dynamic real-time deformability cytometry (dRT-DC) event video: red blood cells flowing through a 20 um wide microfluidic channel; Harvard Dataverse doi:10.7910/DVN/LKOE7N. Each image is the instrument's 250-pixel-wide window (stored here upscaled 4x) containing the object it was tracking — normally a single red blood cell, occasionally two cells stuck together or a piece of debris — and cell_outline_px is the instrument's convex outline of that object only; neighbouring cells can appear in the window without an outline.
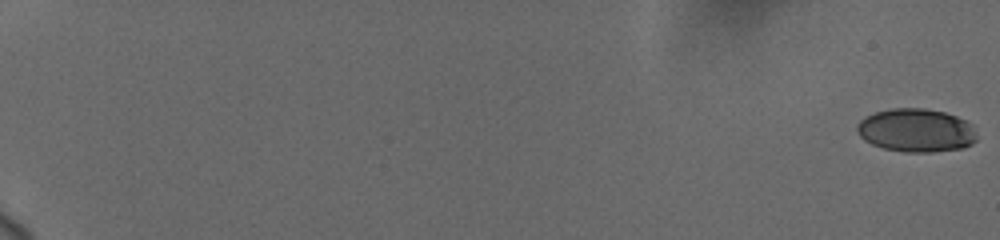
{"species": "human", "species_latin": "Homo sapiens", "temperature_condition": "cold", "stored_images_in_passage": 43, "camera_frame_rate_fps": 3000, "um_per_image_px": 0.085, "donor": {"sex": "female"}, "frame": {"image": 1, "passage_image": 1, "time_ms": 0.0, "image_size_px": [1000, 240], "cell_outline_px": [[976, 140], [972, 144], [964, 148], [932, 152], [904, 152], [884, 148], [872, 144], [864, 140], [860, 136], [856, 128], [856, 124], [860, 120], [876, 112], [892, 108], [924, 108], [944, 112], [968, 120], [972, 124], [976, 136]], "centroid_in_image_um": [77.89, 11.08], "position_along_channel_um": 7.1, "area_um2": 30.4}}
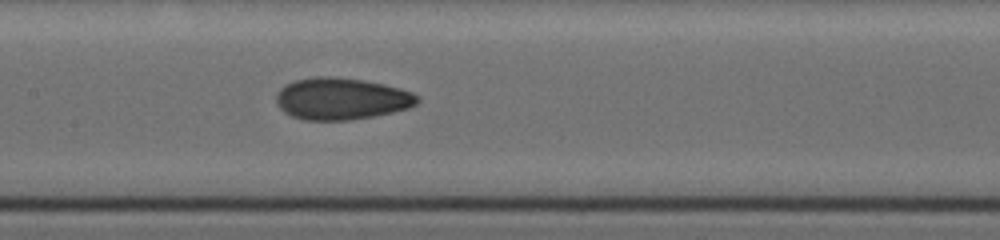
{"frame": {"image": 2, "passage_image": 21, "time_ms": 11.0, "image_size_px": [1000, 240], "cell_outline_px": [[420, 100], [416, 104], [408, 108], [392, 112], [372, 116], [348, 120], [304, 120], [292, 116], [284, 112], [280, 108], [276, 100], [276, 96], [280, 88], [284, 84], [296, 80], [316, 76], [332, 76], [364, 80], [384, 84], [400, 88], [412, 92]], "centroid_in_image_um": [29.0, 8.38], "position_along_channel_um": 178.4, "area_um2": 34.39}}
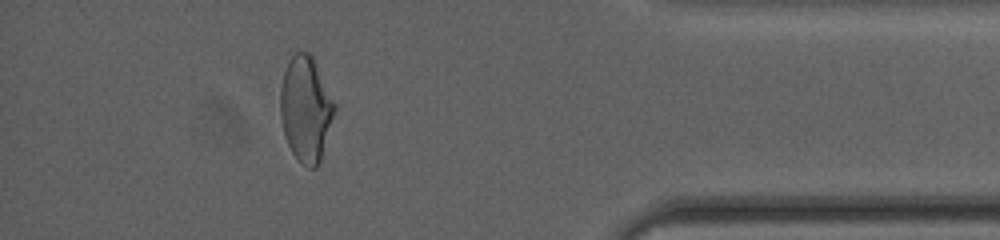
{"frame": {"image": 3, "passage_image": 38, "time_ms": 18.0, "image_size_px": [1000, 240], "cell_outline_px": [[336, 108], [320, 160], [316, 168], [308, 168], [292, 152], [284, 136], [280, 116], [280, 88], [284, 72], [288, 60], [296, 52], [308, 52], [312, 56], [336, 104]], "centroid_in_image_um": [25.98, 9.24], "position_along_channel_um": 409.2, "area_um2": 33.0}, "authors_computed_cell_mechanics": {"area_um2": 32.8304, "velocity_mm_per_s": 3.72, "shape_relaxation_time_tau1_ms": 5.6482, "shape_relaxation_time_tau2_ms": 1.9293, "deformation_change_tau1": 0.1597, "deformation_change_tau2": 0.0654}}